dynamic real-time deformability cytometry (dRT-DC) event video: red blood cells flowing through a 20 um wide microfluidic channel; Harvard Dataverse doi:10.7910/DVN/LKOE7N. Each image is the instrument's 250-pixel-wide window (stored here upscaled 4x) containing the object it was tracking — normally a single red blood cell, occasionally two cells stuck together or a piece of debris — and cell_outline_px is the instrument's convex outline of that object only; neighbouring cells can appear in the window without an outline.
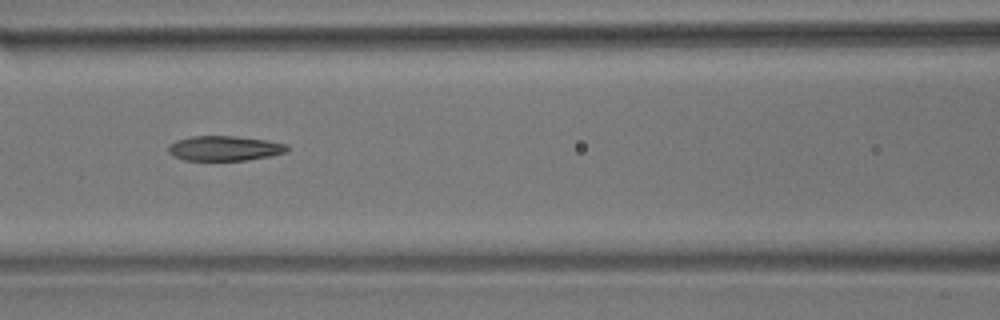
{"species": "common noctule bat (a hibernating species)", "species_latin": "Nyctalus noctula", "temperature_condition": "room temperature", "stored_images_in_passage": 9, "camera_frame_rate_fps": 3000, "um_per_image_px": 0.085, "animal": {"sex": "male", "body_mass_g": 17.9}, "frame": {"image": 1, "passage_image": 6, "time_ms": 5.667, "image_size_px": [1000, 320], "cell_outline_px": [[288, 148], [284, 152], [268, 156], [244, 160], [184, 160], [172, 156], [168, 152], [168, 144], [176, 140], [192, 136], [236, 136], [268, 140], [288, 144]], "centroid_in_image_um": [19.03, 12.59], "position_along_channel_um": 147.6, "area_um2": 17.22}}
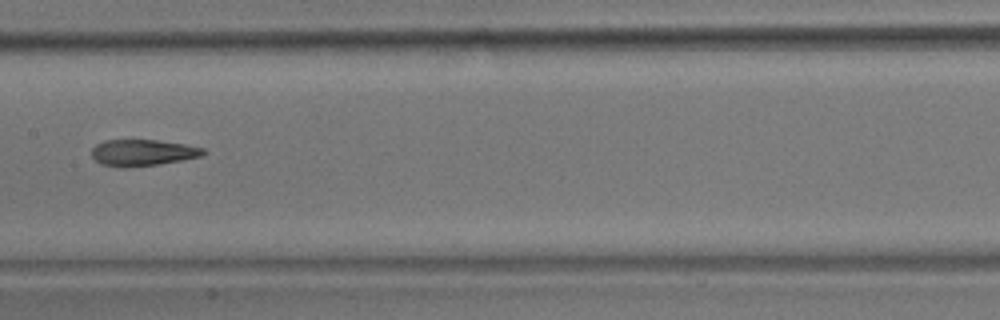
{"frame": {"image": 2, "passage_image": 7, "time_ms": 7.0, "image_size_px": [1000, 320], "cell_outline_px": [[204, 152], [200, 156], [160, 164], [124, 168], [100, 164], [92, 156], [92, 148], [96, 144], [104, 140], [156, 140], [184, 144], [204, 148]], "centroid_in_image_um": [12.07, 12.98], "position_along_channel_um": 195.3, "area_um2": 17.05}}